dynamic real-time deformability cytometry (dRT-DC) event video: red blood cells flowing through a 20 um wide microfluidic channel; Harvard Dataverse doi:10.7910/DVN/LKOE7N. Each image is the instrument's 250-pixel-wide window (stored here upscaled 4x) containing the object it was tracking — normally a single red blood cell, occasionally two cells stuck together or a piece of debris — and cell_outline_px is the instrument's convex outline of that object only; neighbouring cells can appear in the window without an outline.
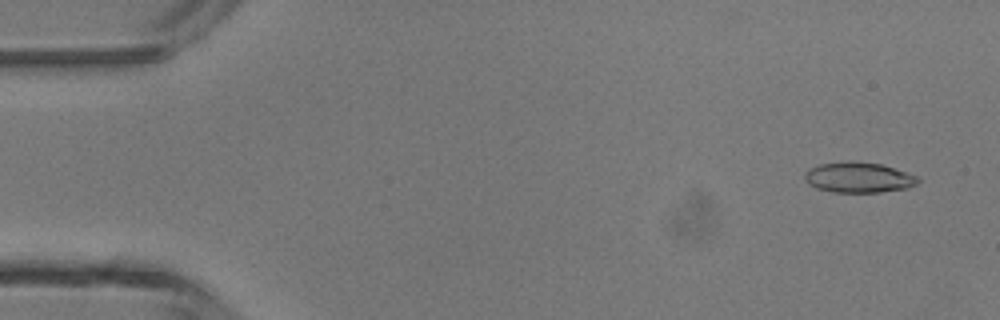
{"species": "common noctule bat (a hibernating species)", "species_latin": "Nyctalus noctula", "temperature_condition": "room temperature", "stored_images_in_passage": 39, "camera_frame_rate_fps": 3000, "um_per_image_px": 0.085, "animal": {"sex": "male", "body_mass_g": 13.3}, "frame": {"image": 1, "passage_image": 3, "time_ms": 0.667, "image_size_px": [1000, 320], "cell_outline_px": [[920, 180], [916, 184], [908, 188], [880, 192], [832, 192], [816, 188], [808, 184], [804, 180], [804, 172], [808, 168], [820, 164], [848, 160], [852, 160], [880, 164], [916, 176]], "centroid_in_image_um": [72.91, 15.08], "position_along_channel_um": 12.1, "area_um2": 20.17}}
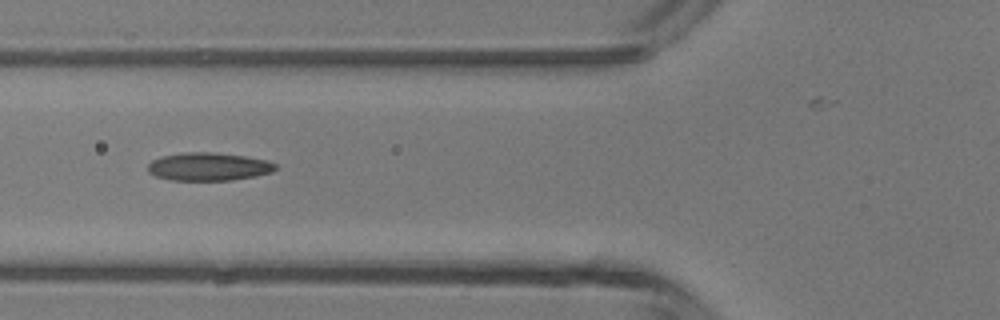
{"frame": {"image": 2, "passage_image": 18, "time_ms": 5.667, "image_size_px": [1000, 320], "cell_outline_px": [[280, 168], [272, 172], [256, 176], [232, 180], [168, 180], [156, 176], [148, 172], [148, 164], [152, 160], [160, 156], [184, 152], [212, 152], [244, 156], [268, 160], [276, 164]], "centroid_in_image_um": [17.74, 14.16], "position_along_channel_um": 108.1, "area_um2": 21.1}}
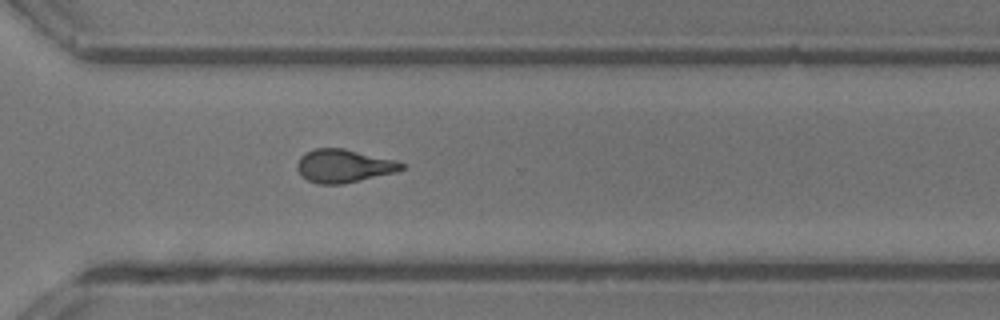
{"frame": {"image": 3, "passage_image": 34, "time_ms": 11.0, "image_size_px": [1000, 320], "cell_outline_px": [[404, 168], [396, 172], [344, 184], [320, 184], [308, 180], [300, 176], [296, 168], [296, 164], [300, 156], [316, 148], [344, 148], [396, 160], [404, 164]], "centroid_in_image_um": [29.2, 14.11], "position_along_channel_um": 341.4, "area_um2": 20.29}}